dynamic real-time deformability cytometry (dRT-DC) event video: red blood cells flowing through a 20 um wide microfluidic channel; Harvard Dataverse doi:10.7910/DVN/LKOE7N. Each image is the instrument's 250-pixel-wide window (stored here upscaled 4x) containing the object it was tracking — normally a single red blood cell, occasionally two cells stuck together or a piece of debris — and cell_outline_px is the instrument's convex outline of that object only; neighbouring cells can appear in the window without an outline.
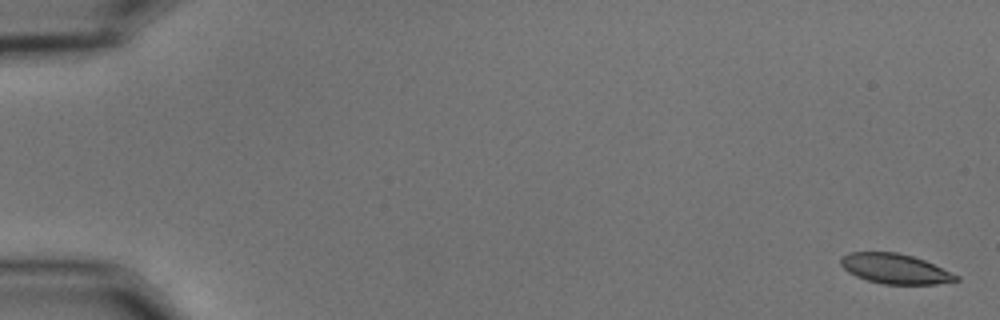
{"species": "common noctule bat (a hibernating species)", "species_latin": "Nyctalus noctula", "temperature_condition": "cold", "stored_images_in_passage": 56, "camera_frame_rate_fps": 3000, "um_per_image_px": 0.085, "animal": {"sex": "male", "body_mass_g": 15.6}, "frame": {"image": 1, "passage_image": 1, "time_ms": 0.0, "image_size_px": [1000, 320], "cell_outline_px": [[960, 280], [936, 284], [884, 284], [868, 280], [856, 276], [848, 272], [840, 264], [840, 256], [848, 252], [896, 252], [912, 256], [924, 260], [960, 276]], "centroid_in_image_um": [76.06, 22.84], "position_along_channel_um": 8.9, "area_um2": 20.11}}
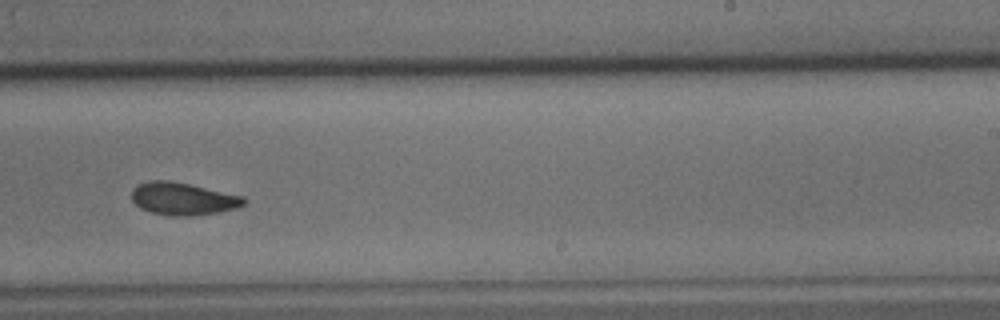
{"frame": {"image": 2, "passage_image": 36, "time_ms": 11.667, "image_size_px": [1000, 320], "cell_outline_px": [[248, 200], [240, 208], [220, 212], [188, 216], [172, 216], [152, 212], [140, 208], [132, 200], [132, 188], [136, 184], [148, 180], [168, 180], [188, 184], [244, 196]], "centroid_in_image_um": [15.56, 16.89], "position_along_channel_um": 273.4, "area_um2": 21.44}}
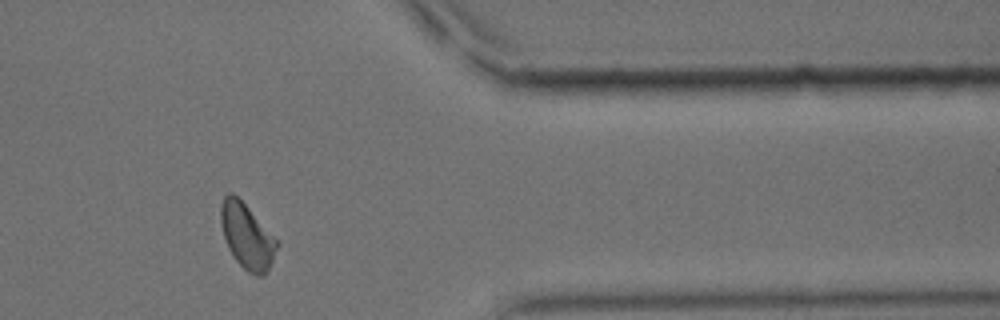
{"frame": {"image": 3, "passage_image": 47, "time_ms": 15.333, "image_size_px": [1000, 320], "cell_outline_px": [[280, 244], [264, 276], [256, 276], [248, 272], [232, 256], [228, 248], [224, 236], [220, 220], [220, 204], [224, 196], [228, 192], [232, 192], [280, 240]], "centroid_in_image_um": [21.01, 20.07], "position_along_channel_um": 390.4, "area_um2": 21.39}, "authors_computed_cell_mechanics": {"area_um2": 21.386, "velocity_mm_per_s": 3.5978, "shape_relaxation_time_tau1_ms": 4.3997, "shape_relaxation_time_tau2_ms": 4.5285, "deformation_change_tau1": 0.1169, "deformation_change_tau2": 0.0894}}